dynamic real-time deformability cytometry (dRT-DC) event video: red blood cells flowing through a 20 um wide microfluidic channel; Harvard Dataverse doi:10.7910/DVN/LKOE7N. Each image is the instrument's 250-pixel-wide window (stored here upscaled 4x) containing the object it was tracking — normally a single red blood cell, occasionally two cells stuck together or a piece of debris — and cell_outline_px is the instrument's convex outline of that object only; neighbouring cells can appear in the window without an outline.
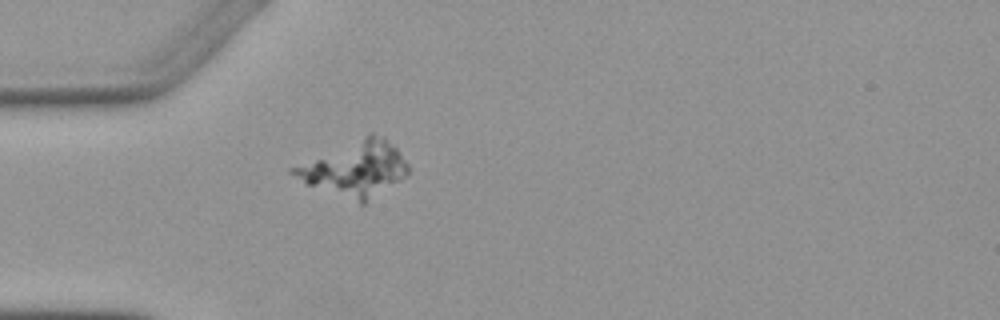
{"species": "Egyptian fruit bat (a non-hibernating species)", "species_latin": "Rousettus aegyptiacus", "temperature_condition": "warm", "stored_images_in_passage": 4, "camera_frame_rate_fps": 3000, "um_per_image_px": 0.085, "animal": {"sex": "female"}, "frame": {"image": 1, "passage_image": 4, "time_ms": 3.667, "image_size_px": [1000, 320], "cell_outline_px": [[408, 176], [364, 204], [360, 204], [308, 184], [288, 172], [288, 168], [368, 132], [372, 132], [384, 136], [400, 152], [408, 164]], "centroid_in_image_um": [30.19, 14.32], "position_along_channel_um": 54.8, "area_um2": 36.99}}